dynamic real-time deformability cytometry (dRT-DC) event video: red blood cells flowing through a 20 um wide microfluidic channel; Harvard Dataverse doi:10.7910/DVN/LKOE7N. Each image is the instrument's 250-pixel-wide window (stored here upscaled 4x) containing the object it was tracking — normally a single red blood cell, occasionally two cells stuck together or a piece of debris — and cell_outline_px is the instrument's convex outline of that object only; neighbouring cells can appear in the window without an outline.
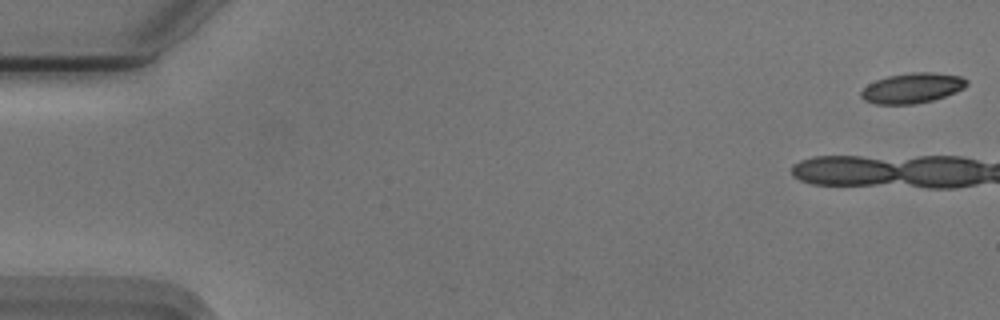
{"species": "Egyptian fruit bat (a non-hibernating species)", "species_latin": "Rousettus aegyptiacus", "temperature_condition": "cold", "stored_images_in_passage": 10, "camera_frame_rate_fps": 3000, "um_per_image_px": 0.085, "animal": {"sex": "male"}, "frame": {"image": 1, "passage_image": 1, "time_ms": 0.0, "image_size_px": [1000, 320], "cell_outline_px": [[968, 84], [964, 88], [956, 92], [932, 100], [912, 104], [876, 104], [864, 100], [860, 96], [860, 92], [868, 84], [876, 80], [888, 76], [908, 72], [932, 72], [960, 76], [968, 80]], "centroid_in_image_um": [77.53, 7.47], "position_along_channel_um": 7.5, "area_um2": 18.55}}